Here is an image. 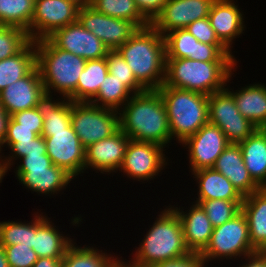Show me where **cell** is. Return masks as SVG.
Returning <instances> with one entry per match:
<instances>
[{"label": "cell", "mask_w": 266, "mask_h": 267, "mask_svg": "<svg viewBox=\"0 0 266 267\" xmlns=\"http://www.w3.org/2000/svg\"><path fill=\"white\" fill-rule=\"evenodd\" d=\"M52 97H46L41 102L44 118L43 138L50 136V131L66 130L71 125L72 101L62 98L61 101L52 100Z\"/></svg>", "instance_id": "obj_33"}, {"label": "cell", "mask_w": 266, "mask_h": 267, "mask_svg": "<svg viewBox=\"0 0 266 267\" xmlns=\"http://www.w3.org/2000/svg\"><path fill=\"white\" fill-rule=\"evenodd\" d=\"M91 6L107 16L132 21L139 28L150 25L139 12L134 0H92Z\"/></svg>", "instance_id": "obj_35"}, {"label": "cell", "mask_w": 266, "mask_h": 267, "mask_svg": "<svg viewBox=\"0 0 266 267\" xmlns=\"http://www.w3.org/2000/svg\"><path fill=\"white\" fill-rule=\"evenodd\" d=\"M206 212L213 227L220 226L233 219L241 212L243 201H226L222 199L195 201Z\"/></svg>", "instance_id": "obj_37"}, {"label": "cell", "mask_w": 266, "mask_h": 267, "mask_svg": "<svg viewBox=\"0 0 266 267\" xmlns=\"http://www.w3.org/2000/svg\"><path fill=\"white\" fill-rule=\"evenodd\" d=\"M107 74L106 57L87 60L79 76L77 89L68 99L72 102H90L97 95Z\"/></svg>", "instance_id": "obj_30"}, {"label": "cell", "mask_w": 266, "mask_h": 267, "mask_svg": "<svg viewBox=\"0 0 266 267\" xmlns=\"http://www.w3.org/2000/svg\"><path fill=\"white\" fill-rule=\"evenodd\" d=\"M36 68V41H30L16 55L0 60V92L29 75Z\"/></svg>", "instance_id": "obj_29"}, {"label": "cell", "mask_w": 266, "mask_h": 267, "mask_svg": "<svg viewBox=\"0 0 266 267\" xmlns=\"http://www.w3.org/2000/svg\"><path fill=\"white\" fill-rule=\"evenodd\" d=\"M4 176H5V173L3 172V169L1 167V162H0V183L2 182V179Z\"/></svg>", "instance_id": "obj_53"}, {"label": "cell", "mask_w": 266, "mask_h": 267, "mask_svg": "<svg viewBox=\"0 0 266 267\" xmlns=\"http://www.w3.org/2000/svg\"><path fill=\"white\" fill-rule=\"evenodd\" d=\"M46 93L38 68L8 85L0 92V104L12 116L14 113L41 105Z\"/></svg>", "instance_id": "obj_19"}, {"label": "cell", "mask_w": 266, "mask_h": 267, "mask_svg": "<svg viewBox=\"0 0 266 267\" xmlns=\"http://www.w3.org/2000/svg\"><path fill=\"white\" fill-rule=\"evenodd\" d=\"M163 149L155 143L130 140L119 171L134 180H151L167 165Z\"/></svg>", "instance_id": "obj_13"}, {"label": "cell", "mask_w": 266, "mask_h": 267, "mask_svg": "<svg viewBox=\"0 0 266 267\" xmlns=\"http://www.w3.org/2000/svg\"><path fill=\"white\" fill-rule=\"evenodd\" d=\"M34 6L35 0H0V25L21 28L31 40Z\"/></svg>", "instance_id": "obj_32"}, {"label": "cell", "mask_w": 266, "mask_h": 267, "mask_svg": "<svg viewBox=\"0 0 266 267\" xmlns=\"http://www.w3.org/2000/svg\"><path fill=\"white\" fill-rule=\"evenodd\" d=\"M1 149H2V145H1V143H0V151H1ZM1 153V152H0ZM1 156V155H0ZM3 158H1L0 157V161L2 160Z\"/></svg>", "instance_id": "obj_54"}, {"label": "cell", "mask_w": 266, "mask_h": 267, "mask_svg": "<svg viewBox=\"0 0 266 267\" xmlns=\"http://www.w3.org/2000/svg\"><path fill=\"white\" fill-rule=\"evenodd\" d=\"M141 15L152 24L160 15L166 0H134Z\"/></svg>", "instance_id": "obj_44"}, {"label": "cell", "mask_w": 266, "mask_h": 267, "mask_svg": "<svg viewBox=\"0 0 266 267\" xmlns=\"http://www.w3.org/2000/svg\"><path fill=\"white\" fill-rule=\"evenodd\" d=\"M130 138L120 129L113 135L88 146L85 150L84 171L87 168L111 173L119 170Z\"/></svg>", "instance_id": "obj_20"}, {"label": "cell", "mask_w": 266, "mask_h": 267, "mask_svg": "<svg viewBox=\"0 0 266 267\" xmlns=\"http://www.w3.org/2000/svg\"><path fill=\"white\" fill-rule=\"evenodd\" d=\"M236 61L166 59L164 85L211 95L225 89ZM234 68V69H233ZM225 84V85H224Z\"/></svg>", "instance_id": "obj_4"}, {"label": "cell", "mask_w": 266, "mask_h": 267, "mask_svg": "<svg viewBox=\"0 0 266 267\" xmlns=\"http://www.w3.org/2000/svg\"><path fill=\"white\" fill-rule=\"evenodd\" d=\"M215 0H166L160 15L151 24L161 35L185 29L196 20L208 17Z\"/></svg>", "instance_id": "obj_18"}, {"label": "cell", "mask_w": 266, "mask_h": 267, "mask_svg": "<svg viewBox=\"0 0 266 267\" xmlns=\"http://www.w3.org/2000/svg\"><path fill=\"white\" fill-rule=\"evenodd\" d=\"M43 124L44 118L42 113V107L40 105L32 109L14 113L10 117L7 127L34 128V132L37 135H41L43 130Z\"/></svg>", "instance_id": "obj_41"}, {"label": "cell", "mask_w": 266, "mask_h": 267, "mask_svg": "<svg viewBox=\"0 0 266 267\" xmlns=\"http://www.w3.org/2000/svg\"><path fill=\"white\" fill-rule=\"evenodd\" d=\"M86 60L56 47L48 38L36 41V67L47 97L51 90L68 99L77 89Z\"/></svg>", "instance_id": "obj_5"}, {"label": "cell", "mask_w": 266, "mask_h": 267, "mask_svg": "<svg viewBox=\"0 0 266 267\" xmlns=\"http://www.w3.org/2000/svg\"><path fill=\"white\" fill-rule=\"evenodd\" d=\"M254 253L256 251L250 241L247 218L241 211L233 219L214 228L200 256L206 263L224 257L228 260L241 256L246 258Z\"/></svg>", "instance_id": "obj_7"}, {"label": "cell", "mask_w": 266, "mask_h": 267, "mask_svg": "<svg viewBox=\"0 0 266 267\" xmlns=\"http://www.w3.org/2000/svg\"><path fill=\"white\" fill-rule=\"evenodd\" d=\"M16 168V176L28 189L39 194H54L63 190L72 179L63 168L54 165L47 153L27 154Z\"/></svg>", "instance_id": "obj_8"}, {"label": "cell", "mask_w": 266, "mask_h": 267, "mask_svg": "<svg viewBox=\"0 0 266 267\" xmlns=\"http://www.w3.org/2000/svg\"><path fill=\"white\" fill-rule=\"evenodd\" d=\"M204 265L206 264L199 253H189L183 258L160 262L151 267H204Z\"/></svg>", "instance_id": "obj_46"}, {"label": "cell", "mask_w": 266, "mask_h": 267, "mask_svg": "<svg viewBox=\"0 0 266 267\" xmlns=\"http://www.w3.org/2000/svg\"><path fill=\"white\" fill-rule=\"evenodd\" d=\"M48 39L63 51L87 60L102 59L109 48L77 20L56 30Z\"/></svg>", "instance_id": "obj_17"}, {"label": "cell", "mask_w": 266, "mask_h": 267, "mask_svg": "<svg viewBox=\"0 0 266 267\" xmlns=\"http://www.w3.org/2000/svg\"><path fill=\"white\" fill-rule=\"evenodd\" d=\"M209 123L218 126L229 143L238 144L256 130V126L237 109L233 95L225 88L208 97Z\"/></svg>", "instance_id": "obj_10"}, {"label": "cell", "mask_w": 266, "mask_h": 267, "mask_svg": "<svg viewBox=\"0 0 266 267\" xmlns=\"http://www.w3.org/2000/svg\"><path fill=\"white\" fill-rule=\"evenodd\" d=\"M120 260L90 246L72 244L61 260V267H114Z\"/></svg>", "instance_id": "obj_31"}, {"label": "cell", "mask_w": 266, "mask_h": 267, "mask_svg": "<svg viewBox=\"0 0 266 267\" xmlns=\"http://www.w3.org/2000/svg\"><path fill=\"white\" fill-rule=\"evenodd\" d=\"M0 267H9L4 247L0 245Z\"/></svg>", "instance_id": "obj_51"}, {"label": "cell", "mask_w": 266, "mask_h": 267, "mask_svg": "<svg viewBox=\"0 0 266 267\" xmlns=\"http://www.w3.org/2000/svg\"><path fill=\"white\" fill-rule=\"evenodd\" d=\"M238 8L234 0H215L208 15L218 39L229 50L233 40L244 31L243 14Z\"/></svg>", "instance_id": "obj_23"}, {"label": "cell", "mask_w": 266, "mask_h": 267, "mask_svg": "<svg viewBox=\"0 0 266 267\" xmlns=\"http://www.w3.org/2000/svg\"><path fill=\"white\" fill-rule=\"evenodd\" d=\"M245 260H247V263H245L246 265L243 264L241 267H266L265 252H256L250 256H247Z\"/></svg>", "instance_id": "obj_47"}, {"label": "cell", "mask_w": 266, "mask_h": 267, "mask_svg": "<svg viewBox=\"0 0 266 267\" xmlns=\"http://www.w3.org/2000/svg\"><path fill=\"white\" fill-rule=\"evenodd\" d=\"M114 267H132V266L120 260Z\"/></svg>", "instance_id": "obj_52"}, {"label": "cell", "mask_w": 266, "mask_h": 267, "mask_svg": "<svg viewBox=\"0 0 266 267\" xmlns=\"http://www.w3.org/2000/svg\"><path fill=\"white\" fill-rule=\"evenodd\" d=\"M108 73L122 81L134 94L145 91L137 82L125 59L117 50H110L106 56Z\"/></svg>", "instance_id": "obj_38"}, {"label": "cell", "mask_w": 266, "mask_h": 267, "mask_svg": "<svg viewBox=\"0 0 266 267\" xmlns=\"http://www.w3.org/2000/svg\"><path fill=\"white\" fill-rule=\"evenodd\" d=\"M213 168L227 177L243 197L261 189L246 169L239 144L229 143Z\"/></svg>", "instance_id": "obj_22"}, {"label": "cell", "mask_w": 266, "mask_h": 267, "mask_svg": "<svg viewBox=\"0 0 266 267\" xmlns=\"http://www.w3.org/2000/svg\"><path fill=\"white\" fill-rule=\"evenodd\" d=\"M226 89L233 95L241 115L250 120L257 129H266L265 84H249L237 92Z\"/></svg>", "instance_id": "obj_27"}, {"label": "cell", "mask_w": 266, "mask_h": 267, "mask_svg": "<svg viewBox=\"0 0 266 267\" xmlns=\"http://www.w3.org/2000/svg\"><path fill=\"white\" fill-rule=\"evenodd\" d=\"M9 149L11 150L12 156L6 157V159L1 160V167L3 172L6 174L8 169H10L13 163V159L26 156L27 154H34V153H47L46 151V143L44 138L41 135H38L35 139L31 140V142H16L13 143ZM13 158V159H12ZM12 161V162H11Z\"/></svg>", "instance_id": "obj_40"}, {"label": "cell", "mask_w": 266, "mask_h": 267, "mask_svg": "<svg viewBox=\"0 0 266 267\" xmlns=\"http://www.w3.org/2000/svg\"><path fill=\"white\" fill-rule=\"evenodd\" d=\"M158 216L135 251L133 261L128 262L129 265L151 267L160 262L183 258L190 253L176 212L167 207Z\"/></svg>", "instance_id": "obj_3"}, {"label": "cell", "mask_w": 266, "mask_h": 267, "mask_svg": "<svg viewBox=\"0 0 266 267\" xmlns=\"http://www.w3.org/2000/svg\"><path fill=\"white\" fill-rule=\"evenodd\" d=\"M10 115L5 111V109L0 104V143L2 144L7 131L8 122Z\"/></svg>", "instance_id": "obj_48"}, {"label": "cell", "mask_w": 266, "mask_h": 267, "mask_svg": "<svg viewBox=\"0 0 266 267\" xmlns=\"http://www.w3.org/2000/svg\"><path fill=\"white\" fill-rule=\"evenodd\" d=\"M118 114L119 129L130 140L151 142L163 148L171 142L167 110L158 90L133 94Z\"/></svg>", "instance_id": "obj_1"}, {"label": "cell", "mask_w": 266, "mask_h": 267, "mask_svg": "<svg viewBox=\"0 0 266 267\" xmlns=\"http://www.w3.org/2000/svg\"><path fill=\"white\" fill-rule=\"evenodd\" d=\"M47 218L41 214L37 215V231L33 236L32 249L38 258L62 259L74 241L60 234L61 232L50 222V218Z\"/></svg>", "instance_id": "obj_25"}, {"label": "cell", "mask_w": 266, "mask_h": 267, "mask_svg": "<svg viewBox=\"0 0 266 267\" xmlns=\"http://www.w3.org/2000/svg\"><path fill=\"white\" fill-rule=\"evenodd\" d=\"M182 145L189 149L190 169L195 172L213 168L229 142L218 126L208 122L198 132L188 137Z\"/></svg>", "instance_id": "obj_16"}, {"label": "cell", "mask_w": 266, "mask_h": 267, "mask_svg": "<svg viewBox=\"0 0 266 267\" xmlns=\"http://www.w3.org/2000/svg\"><path fill=\"white\" fill-rule=\"evenodd\" d=\"M29 223L18 221L0 222V245L23 244L33 247V236L37 231V215Z\"/></svg>", "instance_id": "obj_36"}, {"label": "cell", "mask_w": 266, "mask_h": 267, "mask_svg": "<svg viewBox=\"0 0 266 267\" xmlns=\"http://www.w3.org/2000/svg\"><path fill=\"white\" fill-rule=\"evenodd\" d=\"M61 260L42 257L38 258L32 267H61Z\"/></svg>", "instance_id": "obj_49"}, {"label": "cell", "mask_w": 266, "mask_h": 267, "mask_svg": "<svg viewBox=\"0 0 266 267\" xmlns=\"http://www.w3.org/2000/svg\"><path fill=\"white\" fill-rule=\"evenodd\" d=\"M71 125L81 144L87 148L119 129V114L90 102H72Z\"/></svg>", "instance_id": "obj_9"}, {"label": "cell", "mask_w": 266, "mask_h": 267, "mask_svg": "<svg viewBox=\"0 0 266 267\" xmlns=\"http://www.w3.org/2000/svg\"><path fill=\"white\" fill-rule=\"evenodd\" d=\"M197 180L199 195L196 201L222 199L226 201H243L244 197L232 185L227 177L214 168L193 172ZM199 181V182H198Z\"/></svg>", "instance_id": "obj_26"}, {"label": "cell", "mask_w": 266, "mask_h": 267, "mask_svg": "<svg viewBox=\"0 0 266 267\" xmlns=\"http://www.w3.org/2000/svg\"><path fill=\"white\" fill-rule=\"evenodd\" d=\"M78 21L109 50H117L139 30L134 22L99 13L92 6L79 9Z\"/></svg>", "instance_id": "obj_12"}, {"label": "cell", "mask_w": 266, "mask_h": 267, "mask_svg": "<svg viewBox=\"0 0 266 267\" xmlns=\"http://www.w3.org/2000/svg\"><path fill=\"white\" fill-rule=\"evenodd\" d=\"M238 144L250 176L261 188H266V129H257Z\"/></svg>", "instance_id": "obj_28"}, {"label": "cell", "mask_w": 266, "mask_h": 267, "mask_svg": "<svg viewBox=\"0 0 266 267\" xmlns=\"http://www.w3.org/2000/svg\"><path fill=\"white\" fill-rule=\"evenodd\" d=\"M44 140L47 155L54 165L63 168L73 178L84 172L86 148L72 125L66 130L50 131V136Z\"/></svg>", "instance_id": "obj_15"}, {"label": "cell", "mask_w": 266, "mask_h": 267, "mask_svg": "<svg viewBox=\"0 0 266 267\" xmlns=\"http://www.w3.org/2000/svg\"><path fill=\"white\" fill-rule=\"evenodd\" d=\"M37 136L38 135L34 132V128L7 127L6 136L1 145L3 147L6 144L9 148L16 142H31V140L35 139Z\"/></svg>", "instance_id": "obj_45"}, {"label": "cell", "mask_w": 266, "mask_h": 267, "mask_svg": "<svg viewBox=\"0 0 266 267\" xmlns=\"http://www.w3.org/2000/svg\"><path fill=\"white\" fill-rule=\"evenodd\" d=\"M66 1L71 2L79 9L89 7L92 4V0H66Z\"/></svg>", "instance_id": "obj_50"}, {"label": "cell", "mask_w": 266, "mask_h": 267, "mask_svg": "<svg viewBox=\"0 0 266 267\" xmlns=\"http://www.w3.org/2000/svg\"><path fill=\"white\" fill-rule=\"evenodd\" d=\"M186 29L199 41L209 45H224L211 27L208 17L189 24Z\"/></svg>", "instance_id": "obj_43"}, {"label": "cell", "mask_w": 266, "mask_h": 267, "mask_svg": "<svg viewBox=\"0 0 266 267\" xmlns=\"http://www.w3.org/2000/svg\"><path fill=\"white\" fill-rule=\"evenodd\" d=\"M190 210L184 212L180 207L171 208L179 217L183 230L184 242L190 253H201L209 243L214 230L213 225L200 204L193 202Z\"/></svg>", "instance_id": "obj_21"}, {"label": "cell", "mask_w": 266, "mask_h": 267, "mask_svg": "<svg viewBox=\"0 0 266 267\" xmlns=\"http://www.w3.org/2000/svg\"><path fill=\"white\" fill-rule=\"evenodd\" d=\"M158 92L166 106L171 137H176L178 143H183L209 122V95L164 84Z\"/></svg>", "instance_id": "obj_6"}, {"label": "cell", "mask_w": 266, "mask_h": 267, "mask_svg": "<svg viewBox=\"0 0 266 267\" xmlns=\"http://www.w3.org/2000/svg\"><path fill=\"white\" fill-rule=\"evenodd\" d=\"M241 211L247 218L249 236L256 252L266 251V188L244 197Z\"/></svg>", "instance_id": "obj_24"}, {"label": "cell", "mask_w": 266, "mask_h": 267, "mask_svg": "<svg viewBox=\"0 0 266 267\" xmlns=\"http://www.w3.org/2000/svg\"><path fill=\"white\" fill-rule=\"evenodd\" d=\"M131 94L133 95L134 93L122 81L108 73L104 82L101 83L97 95L90 103L118 112L132 97Z\"/></svg>", "instance_id": "obj_34"}, {"label": "cell", "mask_w": 266, "mask_h": 267, "mask_svg": "<svg viewBox=\"0 0 266 267\" xmlns=\"http://www.w3.org/2000/svg\"><path fill=\"white\" fill-rule=\"evenodd\" d=\"M30 41L28 33L23 29L0 25V60L16 55Z\"/></svg>", "instance_id": "obj_39"}, {"label": "cell", "mask_w": 266, "mask_h": 267, "mask_svg": "<svg viewBox=\"0 0 266 267\" xmlns=\"http://www.w3.org/2000/svg\"><path fill=\"white\" fill-rule=\"evenodd\" d=\"M79 8L66 0H35L31 40L48 38L56 30L78 20Z\"/></svg>", "instance_id": "obj_14"}, {"label": "cell", "mask_w": 266, "mask_h": 267, "mask_svg": "<svg viewBox=\"0 0 266 267\" xmlns=\"http://www.w3.org/2000/svg\"><path fill=\"white\" fill-rule=\"evenodd\" d=\"M9 267H32L38 260L36 252L23 244L3 246Z\"/></svg>", "instance_id": "obj_42"}, {"label": "cell", "mask_w": 266, "mask_h": 267, "mask_svg": "<svg viewBox=\"0 0 266 267\" xmlns=\"http://www.w3.org/2000/svg\"><path fill=\"white\" fill-rule=\"evenodd\" d=\"M166 59L188 58L203 62L236 61L225 45L199 42L186 28L176 29L164 36Z\"/></svg>", "instance_id": "obj_11"}, {"label": "cell", "mask_w": 266, "mask_h": 267, "mask_svg": "<svg viewBox=\"0 0 266 267\" xmlns=\"http://www.w3.org/2000/svg\"><path fill=\"white\" fill-rule=\"evenodd\" d=\"M117 51L145 90H158L165 80V40L151 24L139 28Z\"/></svg>", "instance_id": "obj_2"}]
</instances>
